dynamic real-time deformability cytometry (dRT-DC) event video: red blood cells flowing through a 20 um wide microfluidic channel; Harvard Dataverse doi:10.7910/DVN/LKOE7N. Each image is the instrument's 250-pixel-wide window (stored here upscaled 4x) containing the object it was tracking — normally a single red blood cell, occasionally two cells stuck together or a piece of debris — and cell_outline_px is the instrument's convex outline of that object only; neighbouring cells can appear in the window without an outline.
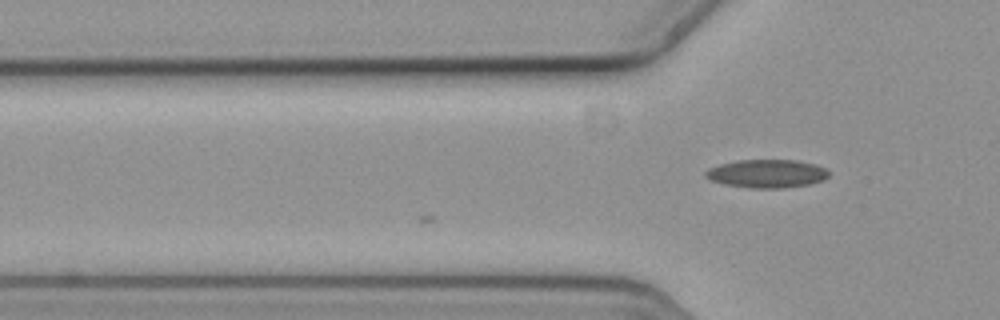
{"species": "common noctule bat (a hibernating species)", "species_latin": "Nyctalus noctula", "temperature_condition": "cold", "stored_images_in_passage": 2, "camera_frame_rate_fps": 3000, "um_per_image_px": 0.085, "animal": {"sex": "female", "body_mass_g": 19.3, "forearm_length_mm": 54.1}, "frame": {"image": 1, "passage_image": 2, "time_ms": 0.333, "image_size_px": [1000, 320], "cell_outline_px": [[828, 176], [824, 180], [808, 184], [784, 188], [748, 188], [724, 184], [712, 180], [704, 176], [704, 172], [708, 168], [720, 164], [736, 160], [796, 160], [816, 164], [824, 168], [828, 172]], "centroid_in_image_um": [65.16, 14.75], "position_along_channel_um": 60.6, "area_um2": 20.35}}